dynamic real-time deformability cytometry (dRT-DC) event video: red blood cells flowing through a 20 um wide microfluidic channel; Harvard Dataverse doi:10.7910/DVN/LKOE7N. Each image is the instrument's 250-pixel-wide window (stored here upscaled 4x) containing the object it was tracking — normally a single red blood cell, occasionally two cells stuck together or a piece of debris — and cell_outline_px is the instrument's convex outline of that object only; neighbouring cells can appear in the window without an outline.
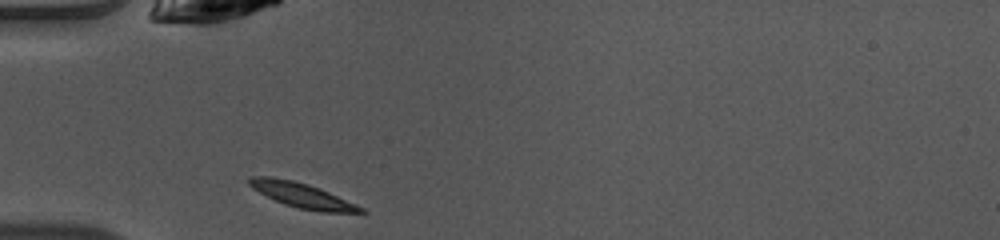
{"species": "common noctule bat (a hibernating species)", "species_latin": "Nyctalus noctula", "temperature_condition": "warm", "stored_images_in_passage": 35, "camera_frame_rate_fps": 3000, "um_per_image_px": 0.085, "animal": {"sex": "female", "body_mass_g": 10.0, "forearm_length_mm": 53.1}, "frame": {"image": 1, "passage_image": 1, "time_ms": 0.0, "image_size_px": [1000, 240], "cell_outline_px": [[368, 212], [320, 212], [300, 208], [284, 204], [252, 188], [248, 184], [248, 180], [252, 176], [272, 176], [292, 180], [308, 184], [320, 188], [356, 204], [364, 208]], "centroid_in_image_um": [25.68, 16.59], "position_along_channel_um": 59.3, "area_um2": 15.95}}
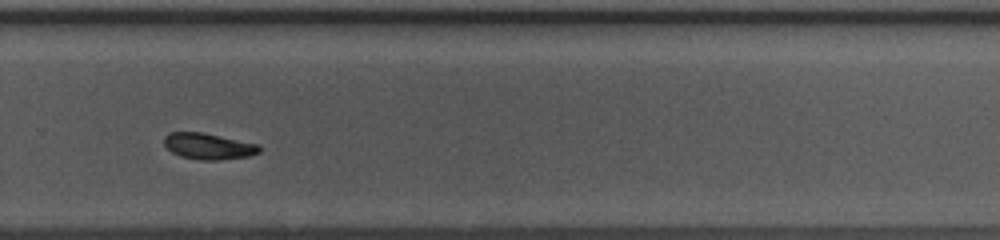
{"frame": {"image": 2, "passage_image": 20, "time_ms": 6.333, "image_size_px": [1000, 240], "cell_outline_px": [[260, 152], [248, 156], [216, 160], [200, 160], [180, 156], [172, 152], [164, 144], [164, 136], [168, 132], [200, 132], [260, 144]], "centroid_in_image_um": [17.71, 12.42], "position_along_channel_um": 312.1, "area_um2": 14.45}}
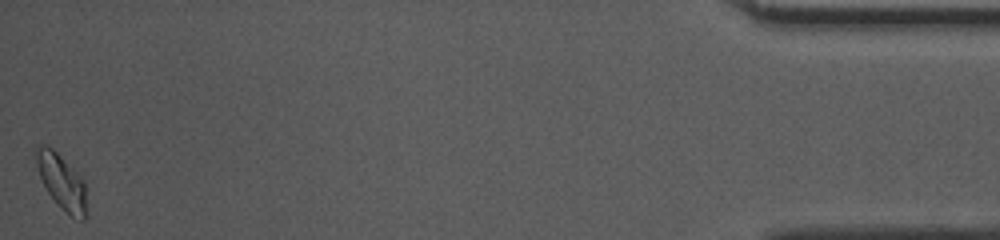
{"frame": {"image": 3, "passage_image": 35, "time_ms": 11.333, "image_size_px": [1000, 240], "cell_outline_px": [[88, 216], [84, 220], [80, 220], [64, 212], [60, 208], [48, 192], [40, 176], [36, 164], [32, 148], [40, 144], [44, 144], [52, 148], [84, 180]], "centroid_in_image_um": [5.23, 15.46], "position_along_channel_um": 430.0, "area_um2": 16.42}, "authors_computed_cell_mechanics": {"area_um2": 15.2592, "velocity_mm_per_s": 4.0678, "shape_relaxation_time_tau1_ms": 2.7741, "shape_relaxation_time_tau2_ms": null, "deformation_change_tau1": 0.0921, "deformation_change_tau2": null}}